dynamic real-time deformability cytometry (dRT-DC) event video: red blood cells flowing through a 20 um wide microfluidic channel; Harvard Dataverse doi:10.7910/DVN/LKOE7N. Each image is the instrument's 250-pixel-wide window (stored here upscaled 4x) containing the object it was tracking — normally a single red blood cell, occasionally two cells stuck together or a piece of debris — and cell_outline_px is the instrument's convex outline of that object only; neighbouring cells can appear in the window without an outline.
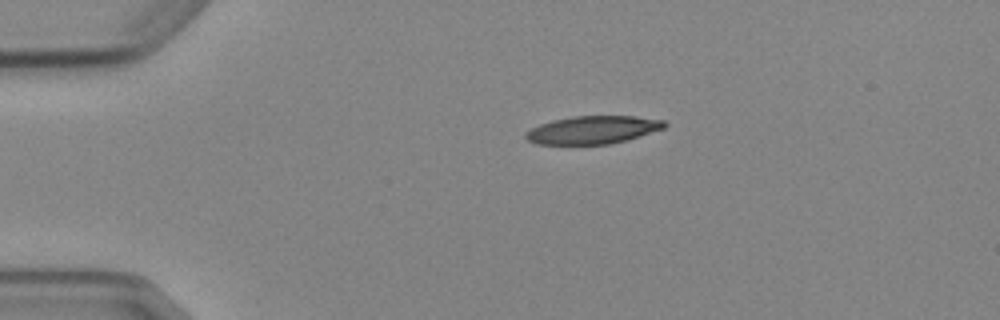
{"species": "Egyptian fruit bat (a non-hibernating species)", "species_latin": "Rousettus aegyptiacus", "temperature_condition": "cold", "stored_images_in_passage": 3, "camera_frame_rate_fps": 3000, "um_per_image_px": 0.085, "animal": {"sex": "female"}, "frame": {"image": 1, "passage_image": 3, "time_ms": 3.333, "image_size_px": [1000, 320], "cell_outline_px": [[668, 124], [664, 128], [624, 140], [608, 144], [536, 144], [528, 140], [524, 136], [524, 132], [540, 124], [552, 120], [572, 116], [636, 116], [664, 120]], "centroid_in_image_um": [50.35, 11.03], "position_along_channel_um": 34.6, "area_um2": 22.43}}